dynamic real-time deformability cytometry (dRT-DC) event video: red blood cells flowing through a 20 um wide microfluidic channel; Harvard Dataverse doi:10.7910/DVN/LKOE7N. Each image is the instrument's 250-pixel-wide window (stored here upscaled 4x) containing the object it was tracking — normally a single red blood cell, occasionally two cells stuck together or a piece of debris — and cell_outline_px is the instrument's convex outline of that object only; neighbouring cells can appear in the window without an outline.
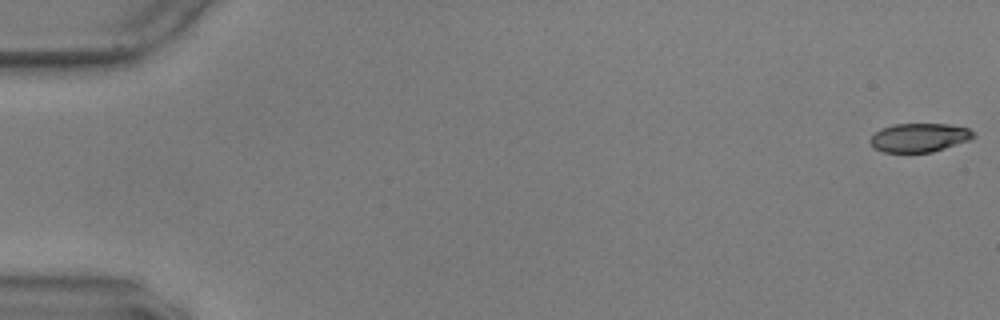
{"species": "common noctule bat (a hibernating species)", "species_latin": "Nyctalus noctula", "temperature_condition": "warm", "stored_images_in_passage": 57, "camera_frame_rate_fps": 3000, "um_per_image_px": 0.085, "animal": {"sex": "male", "body_mass_g": 17.9, "forearm_length_mm": 54.2}, "frame": {"image": 1, "passage_image": 1, "time_ms": 0.0, "image_size_px": [1000, 320], "cell_outline_px": [[976, 136], [968, 140], [932, 152], [884, 152], [876, 148], [868, 140], [880, 128], [892, 124], [948, 124], [968, 128], [976, 132]], "centroid_in_image_um": [78.15, 11.68], "position_along_channel_um": 6.9, "area_um2": 17.22}}
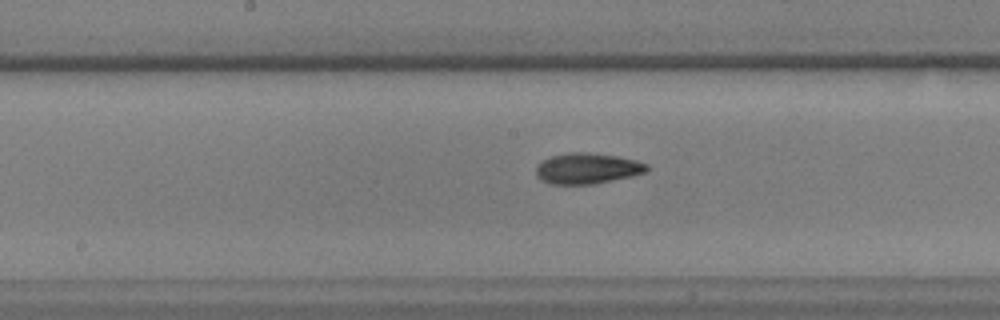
{"frame": {"image": 2, "passage_image": 30, "time_ms": 9.667, "image_size_px": [1000, 320], "cell_outline_px": [[648, 172], [632, 176], [592, 184], [548, 184], [540, 180], [536, 176], [536, 164], [552, 156], [568, 152], [584, 152], [616, 156], [636, 160], [648, 164]], "centroid_in_image_um": [49.9, 14.32], "position_along_channel_um": 198.3, "area_um2": 19.94}}
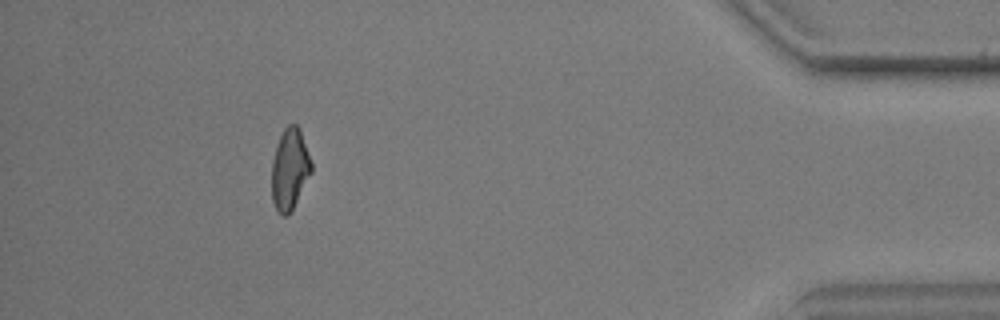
{"frame": {"image": 3, "passage_image": 52, "time_ms": 17.0, "image_size_px": [1000, 320], "cell_outline_px": [[312, 172], [288, 216], [280, 216], [272, 200], [272, 160], [276, 144], [284, 128], [288, 124], [296, 124], [300, 128], [312, 164]], "centroid_in_image_um": [24.62, 14.37], "position_along_channel_um": 410.6, "area_um2": 18.79}, "authors_computed_cell_mechanics": {"area_um2": 19.074, "velocity_mm_per_s": 3.6062, "shape_relaxation_time_tau1_ms": 7.2263, "shape_relaxation_time_tau2_ms": 4.3199, "deformation_change_tau1": 0.1836, "deformation_change_tau2": 0.1098}}